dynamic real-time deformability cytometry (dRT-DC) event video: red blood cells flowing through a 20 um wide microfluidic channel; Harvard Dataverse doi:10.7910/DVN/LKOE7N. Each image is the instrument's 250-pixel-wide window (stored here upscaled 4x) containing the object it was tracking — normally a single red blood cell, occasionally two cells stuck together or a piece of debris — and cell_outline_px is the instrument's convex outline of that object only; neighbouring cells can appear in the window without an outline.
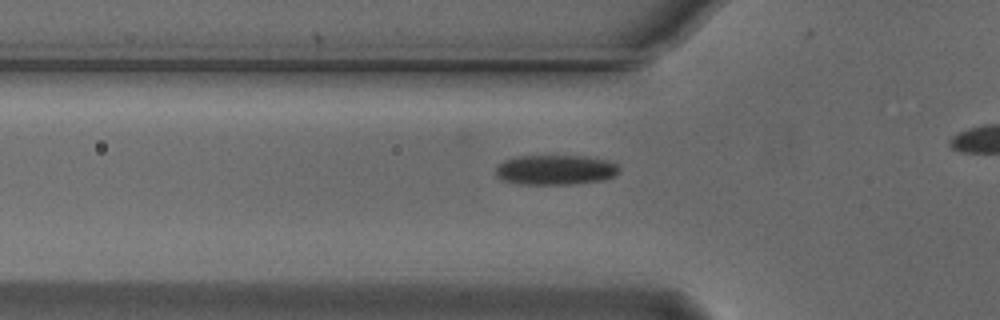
{"species": "Egyptian fruit bat (a non-hibernating species)", "species_latin": "Rousettus aegyptiacus", "temperature_condition": "cold", "stored_images_in_passage": 37, "camera_frame_rate_fps": 3000, "um_per_image_px": 0.085, "animal": {"sex": "male"}, "frame": {"image": 1, "passage_image": 11, "time_ms": 3.333, "image_size_px": [1000, 320], "cell_outline_px": [[620, 172], [604, 180], [572, 184], [520, 184], [504, 180], [496, 176], [496, 164], [504, 160], [516, 156], [584, 156], [608, 160], [616, 164], [620, 168]], "centroid_in_image_um": [47.2, 14.43], "position_along_channel_um": 78.6, "area_um2": 21.62}}
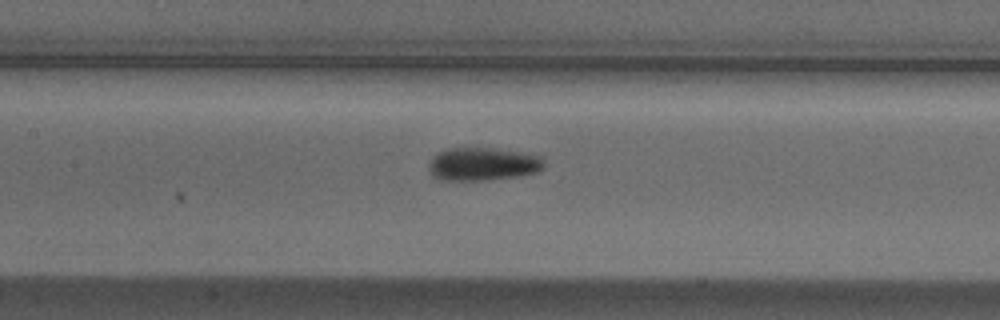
{"frame": {"image": 2, "passage_image": 18, "time_ms": 5.667, "image_size_px": [1000, 320], "cell_outline_px": [[544, 168], [536, 172], [520, 176], [488, 180], [440, 180], [432, 176], [428, 168], [428, 160], [436, 152], [448, 148], [496, 148], [544, 156]], "centroid_in_image_um": [41.02, 13.94], "position_along_channel_um": 166.4, "area_um2": 22.72}}
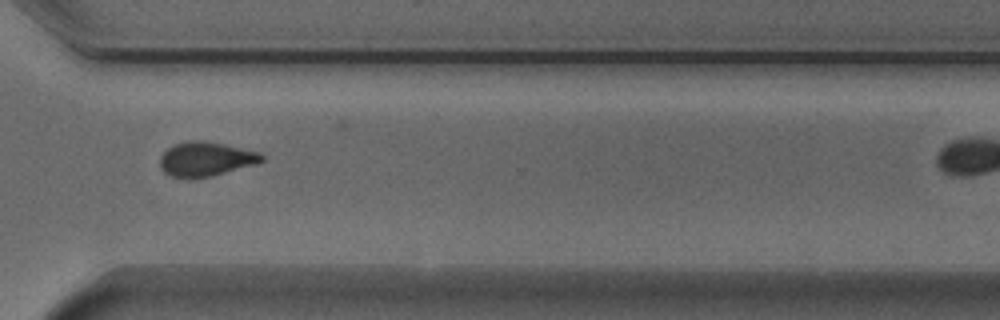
{"frame": {"image": 3, "passage_image": 33, "time_ms": 10.667, "image_size_px": [1000, 320], "cell_outline_px": [[264, 160], [256, 164], [212, 176], [188, 180], [172, 176], [164, 172], [160, 168], [160, 156], [172, 144], [188, 140], [204, 140], [224, 144], [260, 152], [264, 156]], "centroid_in_image_um": [17.47, 13.53], "position_along_channel_um": 353.1, "area_um2": 20.75}}